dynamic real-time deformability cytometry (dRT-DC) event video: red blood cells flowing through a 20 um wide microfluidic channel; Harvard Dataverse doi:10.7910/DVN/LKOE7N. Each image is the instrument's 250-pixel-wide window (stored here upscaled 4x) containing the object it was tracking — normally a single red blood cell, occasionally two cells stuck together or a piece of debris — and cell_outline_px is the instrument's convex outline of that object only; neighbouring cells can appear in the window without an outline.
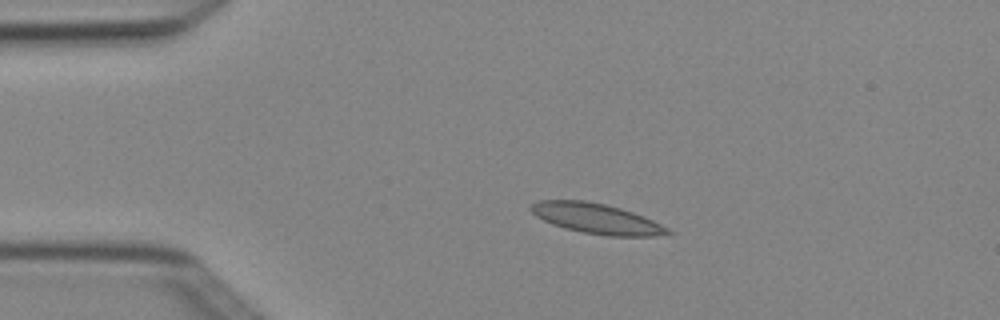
{"species": "Egyptian fruit bat (a non-hibernating species)", "species_latin": "Rousettus aegyptiacus", "temperature_condition": "cold", "stored_images_in_passage": 4, "camera_frame_rate_fps": 3000, "um_per_image_px": 0.085, "animal": {"sex": "female"}, "frame": {"image": 1, "passage_image": 3, "time_ms": 0.667, "image_size_px": [1000, 320], "cell_outline_px": [[672, 232], [652, 236], [608, 236], [584, 232], [564, 228], [552, 224], [536, 216], [528, 208], [532, 204], [540, 200], [584, 200], [604, 204], [620, 208], [644, 216], [668, 228]], "centroid_in_image_um": [50.67, 18.57], "position_along_channel_um": 34.3, "area_um2": 23.81}}